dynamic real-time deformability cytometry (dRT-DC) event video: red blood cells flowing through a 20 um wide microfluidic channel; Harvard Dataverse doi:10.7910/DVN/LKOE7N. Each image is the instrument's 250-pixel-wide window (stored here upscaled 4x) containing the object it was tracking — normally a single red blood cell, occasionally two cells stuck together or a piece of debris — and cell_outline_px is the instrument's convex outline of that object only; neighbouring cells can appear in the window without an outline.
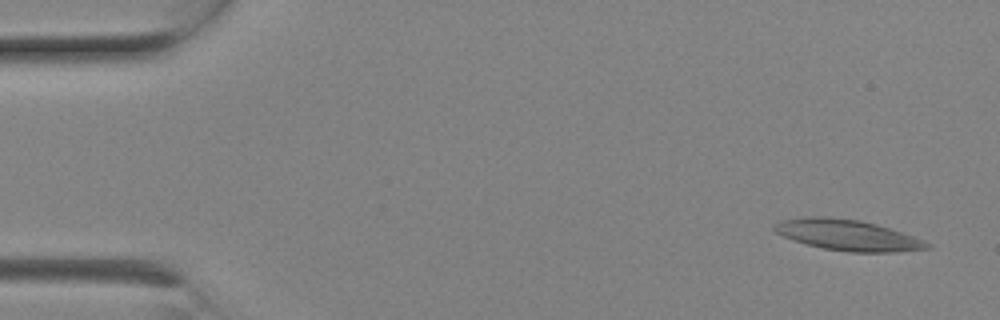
{"species": "Egyptian fruit bat (a non-hibernating species)", "species_latin": "Rousettus aegyptiacus", "temperature_condition": "room temperature", "stored_images_in_passage": 7, "camera_frame_rate_fps": 3000, "um_per_image_px": 0.085, "animal": {"sex": "female"}, "frame": {"image": 1, "passage_image": 1, "time_ms": 0.0, "image_size_px": [1000, 320], "cell_outline_px": [[932, 248], [892, 252], [848, 252], [824, 248], [808, 244], [784, 236], [776, 232], [772, 228], [772, 224], [780, 220], [808, 216], [824, 216], [860, 220], [876, 224], [924, 240], [932, 244]], "centroid_in_image_um": [72.04, 19.97], "position_along_channel_um": 13.0, "area_um2": 27.22}}
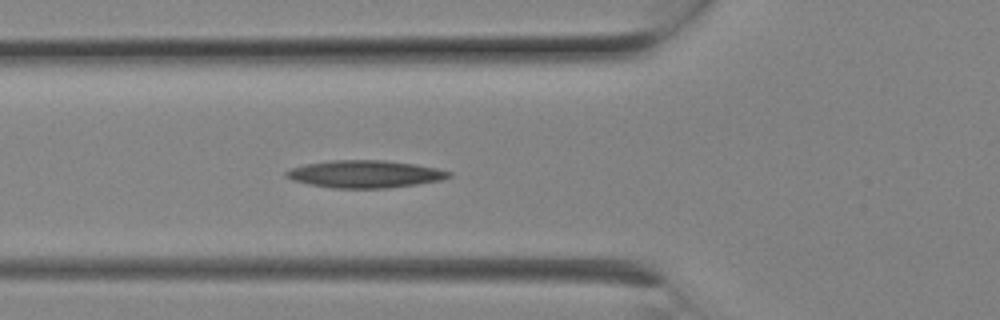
{"frame": {"image": 2, "passage_image": 7, "time_ms": 2.0, "image_size_px": [1000, 320], "cell_outline_px": [[452, 176], [440, 180], [416, 184], [388, 188], [332, 188], [308, 184], [292, 180], [284, 176], [284, 172], [292, 168], [304, 164], [332, 160], [384, 160], [416, 164], [436, 168], [452, 172]], "centroid_in_image_um": [31.0, 14.79], "position_along_channel_um": 94.8, "area_um2": 26.07}}